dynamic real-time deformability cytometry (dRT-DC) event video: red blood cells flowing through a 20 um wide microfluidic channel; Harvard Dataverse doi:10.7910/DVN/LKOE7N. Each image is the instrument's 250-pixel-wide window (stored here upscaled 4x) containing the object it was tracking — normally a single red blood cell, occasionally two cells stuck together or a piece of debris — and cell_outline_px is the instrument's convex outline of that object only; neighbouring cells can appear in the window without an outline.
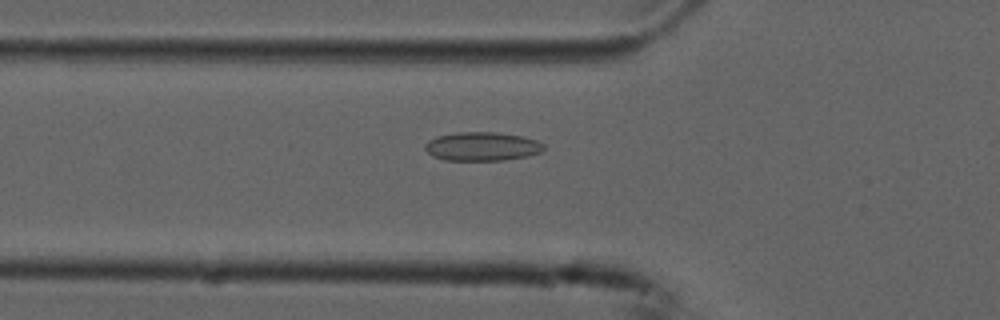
{"species": "common noctule bat (a hibernating species)", "species_latin": "Nyctalus noctula", "temperature_condition": "cold", "stored_images_in_passage": 55, "camera_frame_rate_fps": 3000, "um_per_image_px": 0.085, "animal": {"sex": "male", "forearm_length_mm": 52.5}, "frame": {"image": 1, "passage_image": 19, "time_ms": 6.0, "image_size_px": [1000, 320], "cell_outline_px": [[544, 148], [540, 152], [528, 156], [504, 160], [444, 160], [432, 156], [424, 148], [424, 144], [428, 140], [436, 136], [456, 132], [496, 132], [524, 136], [536, 140], [544, 144]], "centroid_in_image_um": [40.96, 12.44], "position_along_channel_um": 84.8, "area_um2": 20.06}}
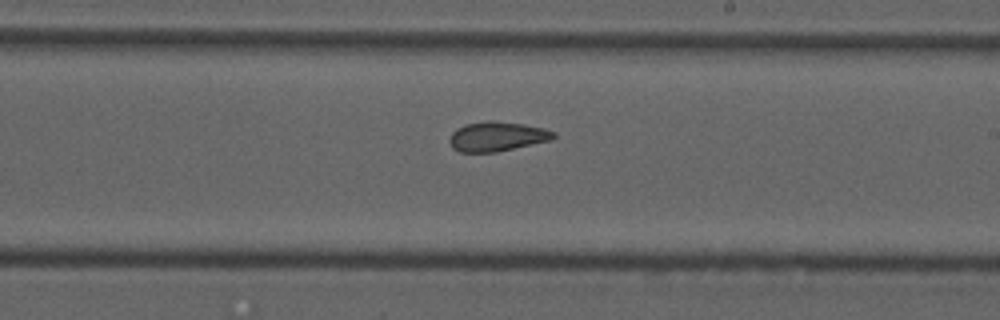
{"frame": {"image": 2, "passage_image": 32, "time_ms": 10.333, "image_size_px": [1000, 320], "cell_outline_px": [[556, 136], [552, 140], [496, 152], [460, 152], [452, 148], [448, 140], [452, 132], [456, 128], [464, 124], [488, 120], [492, 120], [524, 124], [544, 128], [556, 132]], "centroid_in_image_um": [42.24, 11.59], "position_along_channel_um": 246.8, "area_um2": 18.15}}
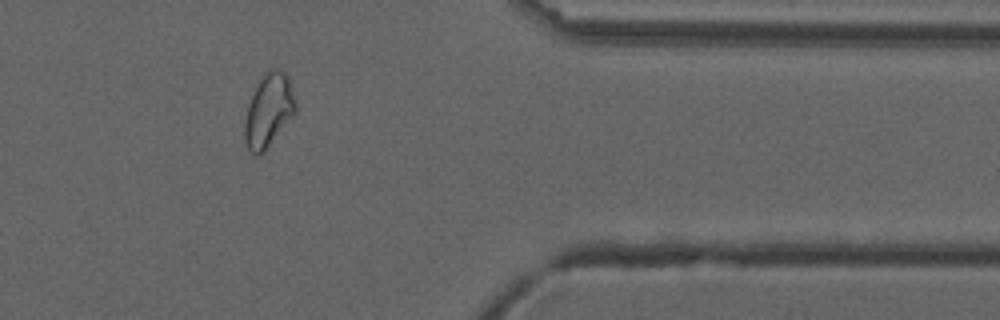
{"frame": {"image": 3, "passage_image": 45, "time_ms": 14.667, "image_size_px": [1000, 320], "cell_outline_px": [[296, 112], [268, 144], [256, 156], [248, 148], [244, 136], [244, 124], [248, 104], [260, 80], [268, 72], [284, 72], [288, 76], [296, 104]], "centroid_in_image_um": [22.83, 9.4], "position_along_channel_um": 388.6, "area_um2": 20.46}, "authors_computed_cell_mechanics": {"area_um2": 20.4034, "velocity_mm_per_s": 3.7318, "shape_relaxation_time_tau1_ms": null, "shape_relaxation_time_tau2_ms": 2.4334, "deformation_change_tau1": null, "deformation_change_tau2": 0.0748}}